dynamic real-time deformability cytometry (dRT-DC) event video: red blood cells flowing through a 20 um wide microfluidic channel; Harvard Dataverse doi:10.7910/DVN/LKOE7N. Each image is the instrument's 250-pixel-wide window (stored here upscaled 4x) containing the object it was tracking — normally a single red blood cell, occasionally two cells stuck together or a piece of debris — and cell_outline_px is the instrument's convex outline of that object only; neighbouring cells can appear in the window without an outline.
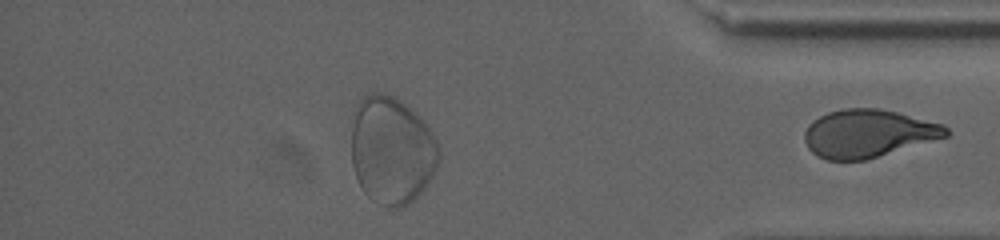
{"species": "human", "species_latin": "Homo sapiens", "temperature_condition": "cold", "stored_images_in_passage": 33, "segment_of_instrument_passage": [2, 2], "camera_frame_rate_fps": 3000, "um_per_image_px": 0.085, "donor": {"sex": "male"}, "frame": {"image": 1, "passage_image": 33, "time_ms": 16.0, "image_size_px": [1000, 240], "cell_outline_px": [[948, 136], [864, 160], [828, 160], [816, 156], [808, 148], [804, 140], [804, 132], [820, 116], [828, 112], [844, 108], [880, 108], [944, 124], [948, 128]], "centroid_in_image_um": [73.79, 11.34], "position_along_channel_um": 361.4, "area_um2": 39.07}}